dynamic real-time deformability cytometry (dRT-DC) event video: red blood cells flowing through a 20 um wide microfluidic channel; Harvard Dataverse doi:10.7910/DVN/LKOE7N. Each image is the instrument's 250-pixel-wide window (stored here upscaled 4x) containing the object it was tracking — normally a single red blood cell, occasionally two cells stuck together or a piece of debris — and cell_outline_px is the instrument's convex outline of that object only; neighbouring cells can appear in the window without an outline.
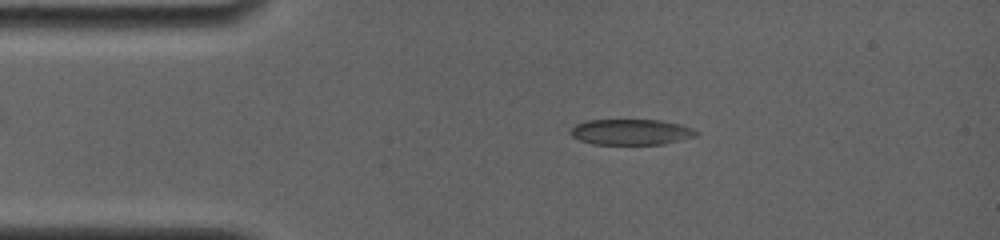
{"species": "common noctule bat (a hibernating species)", "species_latin": "Nyctalus noctula", "temperature_condition": "room temperature", "stored_images_in_passage": 38, "camera_frame_rate_fps": 4000, "um_per_image_px": 0.085, "animal": {"sex": "female", "body_mass_g": 19.0, "forearm_length_mm": 56.7}, "frame": {"image": 1, "passage_image": 4, "time_ms": 1.75, "image_size_px": [1000, 240], "cell_outline_px": [[700, 132], [696, 136], [664, 144], [592, 144], [580, 140], [572, 136], [568, 132], [576, 124], [588, 120], [660, 120], [680, 124], [692, 128]], "centroid_in_image_um": [53.64, 11.22], "position_along_channel_um": 31.4, "area_um2": 18.84}}
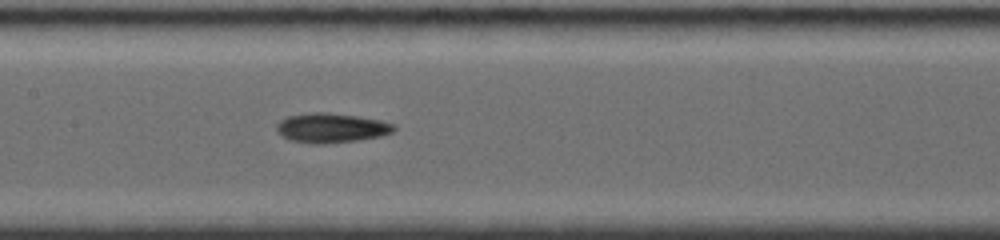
{"frame": {"image": 2, "passage_image": 23, "time_ms": 6.5, "image_size_px": [1000, 240], "cell_outline_px": [[396, 128], [392, 132], [380, 136], [356, 140], [324, 144], [312, 144], [292, 140], [284, 136], [276, 128], [276, 124], [280, 120], [288, 116], [312, 112], [324, 112], [356, 116], [380, 120], [392, 124]], "centroid_in_image_um": [28.15, 10.87], "position_along_channel_um": 179.3, "area_um2": 19.88}}
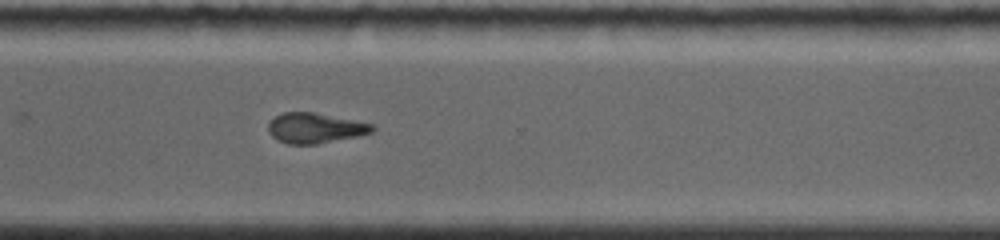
{"frame": {"image": 3, "passage_image": 38, "time_ms": 10.75, "image_size_px": [1000, 240], "cell_outline_px": [[376, 128], [372, 132], [360, 136], [316, 144], [288, 144], [272, 136], [268, 132], [268, 124], [276, 116], [284, 112], [312, 112], [372, 124]], "centroid_in_image_um": [26.79, 10.89], "position_along_channel_um": 343.8, "area_um2": 18.09}}